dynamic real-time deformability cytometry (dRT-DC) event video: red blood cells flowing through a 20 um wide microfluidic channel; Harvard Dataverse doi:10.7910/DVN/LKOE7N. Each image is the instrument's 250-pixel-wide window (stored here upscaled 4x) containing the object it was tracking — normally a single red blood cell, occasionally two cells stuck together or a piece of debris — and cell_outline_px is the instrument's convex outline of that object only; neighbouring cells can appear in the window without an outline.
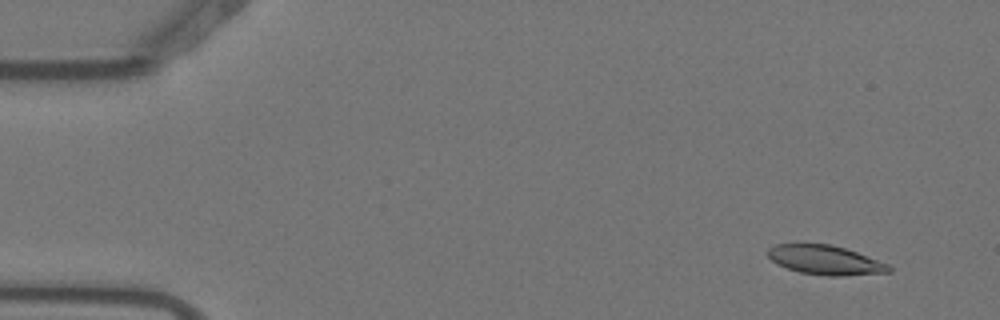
{"species": "Egyptian fruit bat (a non-hibernating species)", "species_latin": "Rousettus aegyptiacus", "temperature_condition": "warm", "stored_images_in_passage": 3, "camera_frame_rate_fps": 3000, "um_per_image_px": 0.085, "animal": {"sex": "female"}, "frame": {"image": 1, "passage_image": 1, "time_ms": 0.0, "image_size_px": [1000, 320], "cell_outline_px": [[892, 272], [844, 276], [828, 276], [800, 272], [776, 264], [768, 256], [768, 248], [776, 244], [832, 244], [856, 252], [888, 264], [892, 268]], "centroid_in_image_um": [70.15, 22.11], "position_along_channel_um": 14.8, "area_um2": 20.58}}